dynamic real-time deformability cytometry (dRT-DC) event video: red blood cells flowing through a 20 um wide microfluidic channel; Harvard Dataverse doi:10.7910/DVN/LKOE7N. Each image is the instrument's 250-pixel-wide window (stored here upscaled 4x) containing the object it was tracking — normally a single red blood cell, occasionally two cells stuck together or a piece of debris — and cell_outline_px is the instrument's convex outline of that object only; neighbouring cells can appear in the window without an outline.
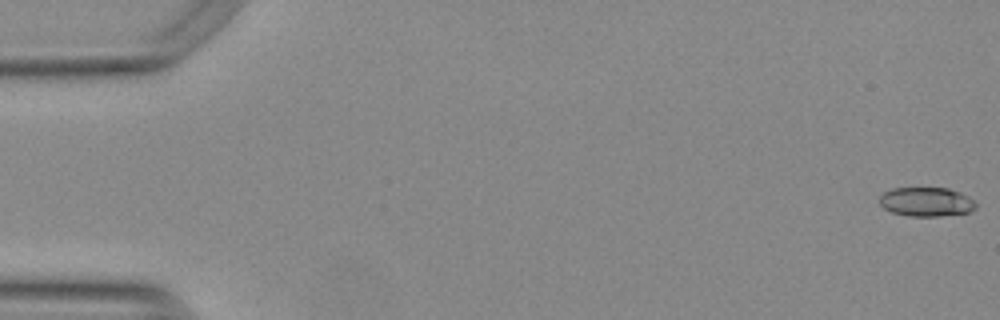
{"species": "Egyptian fruit bat (a non-hibernating species)", "species_latin": "Rousettus aegyptiacus", "temperature_condition": "warm", "stored_images_in_passage": 54, "camera_frame_rate_fps": 3000, "um_per_image_px": 0.085, "animal": {"sex": "female"}, "frame": {"image": 1, "passage_image": 1, "time_ms": 0.0, "image_size_px": [1000, 320], "cell_outline_px": [[976, 208], [968, 212], [940, 216], [908, 216], [892, 212], [884, 208], [880, 204], [880, 196], [884, 192], [892, 188], [948, 188], [960, 192], [968, 196], [976, 204]], "centroid_in_image_um": [78.73, 17.15], "position_along_channel_um": 6.3, "area_um2": 16.3}}
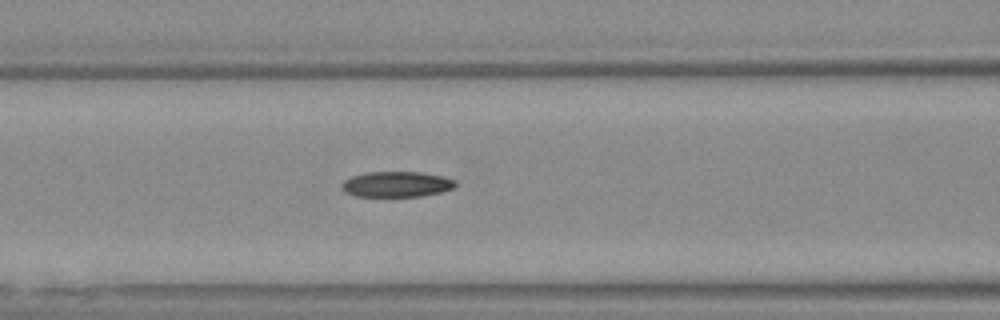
{"frame": {"image": 2, "passage_image": 23, "time_ms": 7.333, "image_size_px": [1000, 320], "cell_outline_px": [[456, 184], [452, 188], [440, 192], [420, 196], [356, 196], [344, 192], [340, 188], [340, 184], [344, 180], [352, 176], [368, 172], [420, 172], [444, 176], [456, 180]], "centroid_in_image_um": [33.68, 15.65], "position_along_channel_um": 132.9, "area_um2": 16.94}}
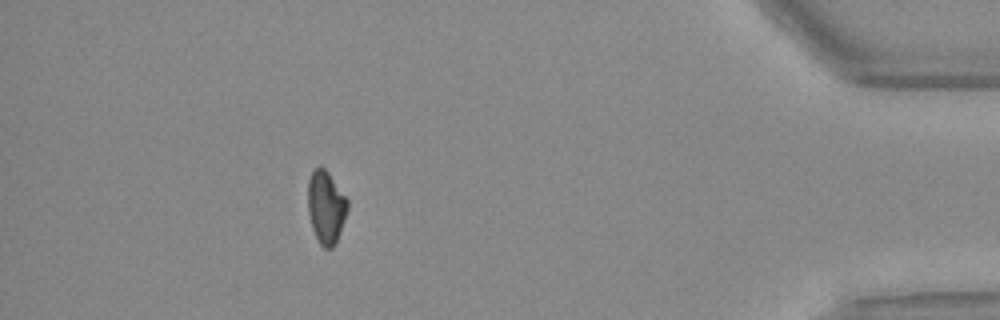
{"frame": {"image": 3, "passage_image": 49, "time_ms": 16.0, "image_size_px": [1000, 320], "cell_outline_px": [[348, 208], [344, 220], [336, 240], [332, 248], [324, 248], [320, 244], [312, 228], [308, 212], [308, 180], [312, 172], [320, 164], [328, 172], [348, 200]], "centroid_in_image_um": [27.69, 17.58], "position_along_channel_um": 407.5, "area_um2": 16.59}, "authors_computed_cell_mechanics": {"area_um2": 17.2244, "velocity_mm_per_s": 3.7895, "shape_relaxation_time_tau1_ms": null, "shape_relaxation_time_tau2_ms": 11.2605, "deformation_change_tau1": null, "deformation_change_tau2": 0.1866}}